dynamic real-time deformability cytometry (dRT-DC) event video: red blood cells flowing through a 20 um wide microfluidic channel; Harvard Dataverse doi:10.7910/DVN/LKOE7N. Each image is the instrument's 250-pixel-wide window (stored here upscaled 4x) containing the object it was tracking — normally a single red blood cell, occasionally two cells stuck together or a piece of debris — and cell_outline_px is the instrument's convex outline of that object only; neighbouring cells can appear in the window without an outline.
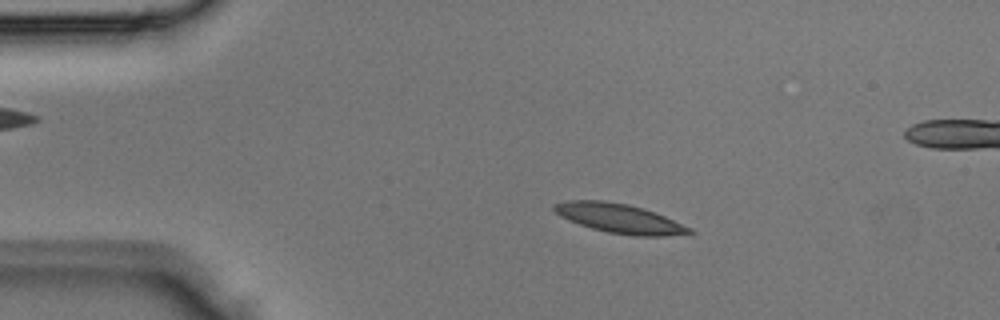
{"species": "Egyptian fruit bat (a non-hibernating species)", "species_latin": "Rousettus aegyptiacus", "temperature_condition": "room temperature", "stored_images_in_passage": 4, "camera_frame_rate_fps": 3000, "um_per_image_px": 0.085, "animal": {"sex": "male"}, "frame": {"image": 1, "passage_image": 2, "time_ms": 0.333, "image_size_px": [1000, 320], "cell_outline_px": [[696, 232], [664, 236], [636, 236], [608, 232], [592, 228], [568, 220], [560, 216], [552, 208], [552, 204], [568, 200], [604, 200], [628, 204], [644, 208], [664, 216], [692, 228]], "centroid_in_image_um": [52.64, 18.55], "position_along_channel_um": 32.4, "area_um2": 23.06}}